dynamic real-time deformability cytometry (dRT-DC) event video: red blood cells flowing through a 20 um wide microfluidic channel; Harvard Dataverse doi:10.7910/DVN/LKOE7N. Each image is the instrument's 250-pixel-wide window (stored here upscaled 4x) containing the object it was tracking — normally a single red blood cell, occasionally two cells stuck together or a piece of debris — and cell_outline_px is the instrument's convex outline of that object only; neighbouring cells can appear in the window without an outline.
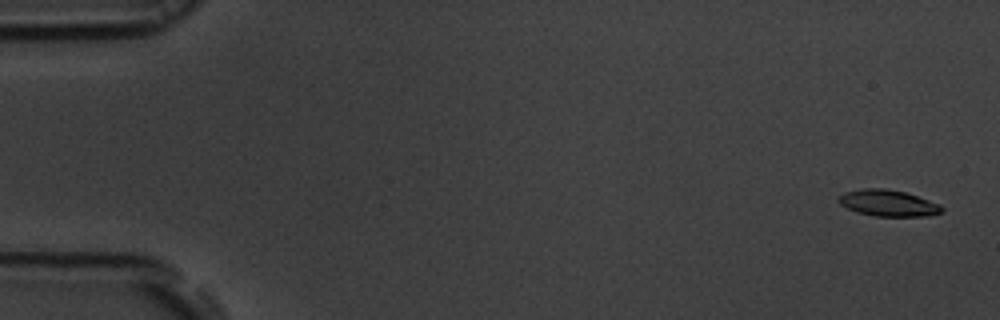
{"species": "common noctule bat (a hibernating species)", "species_latin": "Nyctalus noctula", "temperature_condition": "room temperature", "stored_images_in_passage": 25, "camera_frame_rate_fps": 3000, "um_per_image_px": 0.085, "animal": {"sex": "male", "body_mass_g": 19.5, "forearm_length_mm": 54.6}, "frame": {"image": 1, "passage_image": 2, "time_ms": 0.333, "image_size_px": [1000, 320], "cell_outline_px": [[944, 212], [928, 216], [876, 216], [856, 212], [840, 204], [836, 200], [844, 192], [864, 188], [884, 188], [904, 192], [940, 204], [944, 208]], "centroid_in_image_um": [75.49, 17.27], "position_along_channel_um": 9.5, "area_um2": 15.84}}
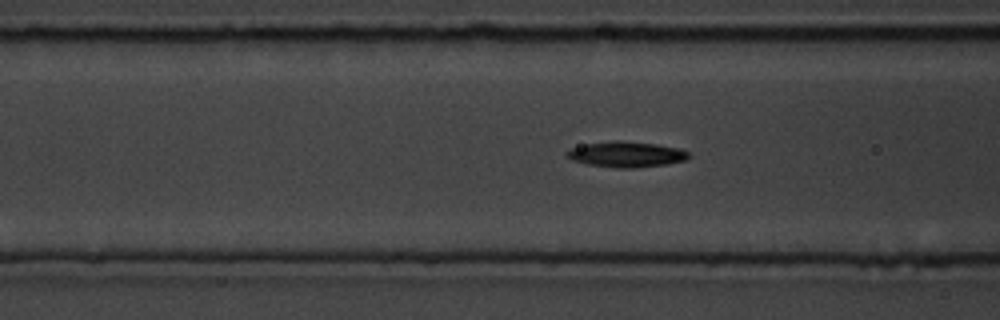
{"frame": {"image": 2, "passage_image": 21, "time_ms": 6.667, "image_size_px": [1000, 320], "cell_outline_px": [[692, 156], [684, 160], [668, 164], [636, 168], [616, 168], [588, 164], [572, 160], [564, 156], [564, 152], [572, 148], [588, 144], [616, 140], [620, 140], [656, 144], [680, 148], [688, 152]], "centroid_in_image_um": [53.25, 13.12], "position_along_channel_um": 113.4, "area_um2": 18.26}}
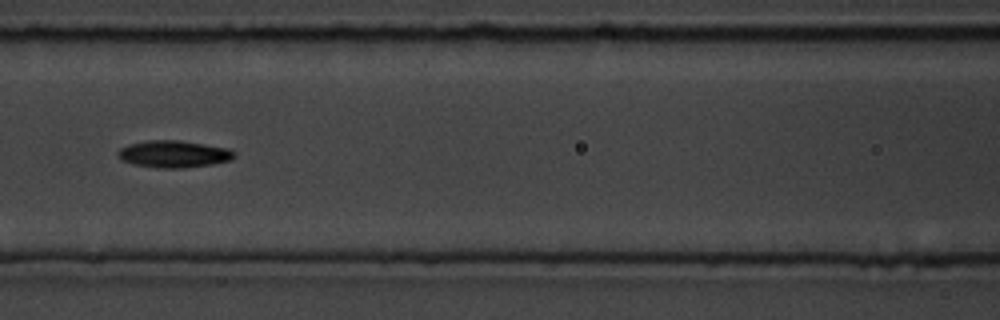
{"frame": {"image": 3, "passage_image": 24, "time_ms": 7.667, "image_size_px": [1000, 320], "cell_outline_px": [[236, 156], [232, 160], [212, 164], [184, 168], [160, 168], [132, 164], [120, 160], [116, 156], [116, 152], [120, 148], [128, 144], [148, 140], [180, 140], [228, 148], [236, 152]], "centroid_in_image_um": [14.75, 13.09], "position_along_channel_um": 151.9, "area_um2": 18.61}}